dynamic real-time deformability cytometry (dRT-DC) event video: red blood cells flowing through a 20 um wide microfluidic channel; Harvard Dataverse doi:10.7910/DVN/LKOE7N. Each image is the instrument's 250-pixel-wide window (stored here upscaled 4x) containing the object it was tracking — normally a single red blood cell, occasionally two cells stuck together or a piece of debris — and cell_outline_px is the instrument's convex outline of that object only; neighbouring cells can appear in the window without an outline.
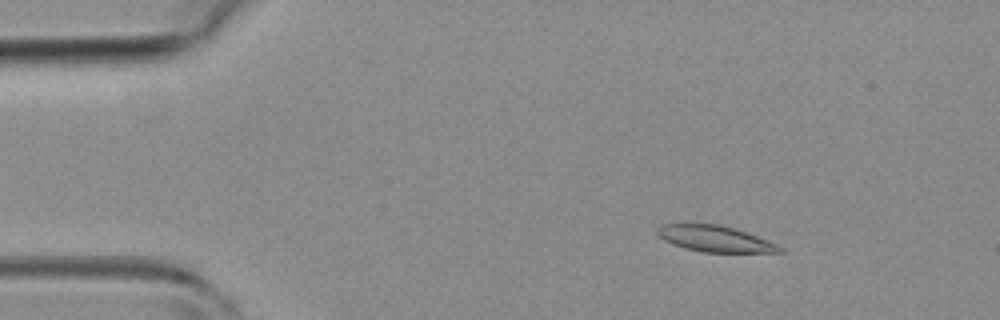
{"species": "common noctule bat (a hibernating species)", "species_latin": "Nyctalus noctula", "temperature_condition": "room temperature", "stored_images_in_passage": 44, "camera_frame_rate_fps": 3000, "um_per_image_px": 0.085, "animal": {"sex": "female", "body_mass_g": 19.3, "forearm_length_mm": 54.1}, "frame": {"image": 1, "passage_image": 6, "time_ms": 1.667, "image_size_px": [1000, 320], "cell_outline_px": [[784, 252], [700, 252], [684, 248], [664, 240], [656, 232], [656, 228], [664, 224], [720, 224], [736, 228], [768, 240], [784, 248]], "centroid_in_image_um": [60.79, 20.29], "position_along_channel_um": 24.2, "area_um2": 18.61}}
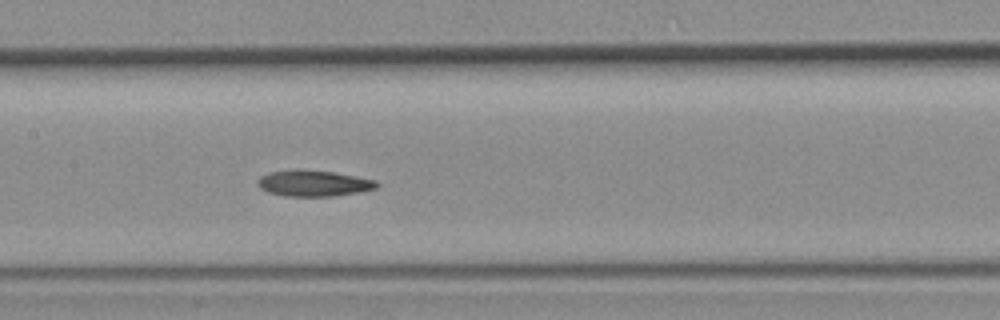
{"frame": {"image": 2, "passage_image": 21, "time_ms": 6.667, "image_size_px": [1000, 320], "cell_outline_px": [[380, 184], [376, 188], [360, 192], [332, 196], [284, 196], [268, 192], [260, 188], [256, 184], [256, 180], [260, 176], [268, 172], [332, 172], [356, 176], [376, 180]], "centroid_in_image_um": [26.68, 15.62], "position_along_channel_um": 180.7, "area_um2": 17.46}}
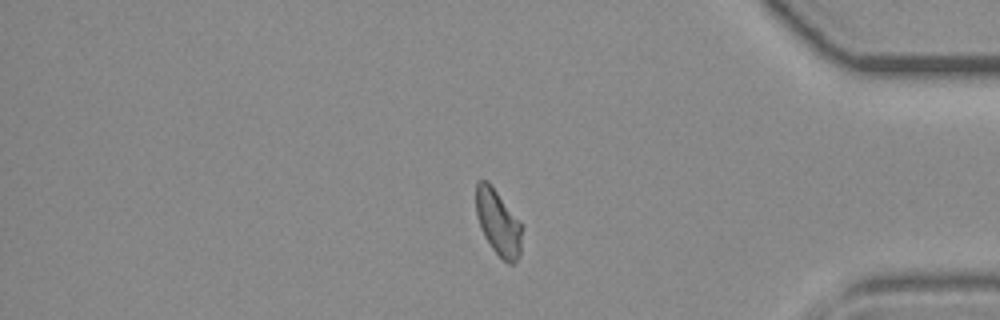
{"frame": {"image": 3, "passage_image": 37, "time_ms": 12.0, "image_size_px": [1000, 320], "cell_outline_px": [[520, 252], [516, 264], [508, 264], [492, 248], [484, 236], [480, 228], [476, 216], [476, 184], [480, 180], [488, 180], [520, 224]], "centroid_in_image_um": [42.3, 18.93], "position_along_channel_um": 392.9, "area_um2": 17.05}}